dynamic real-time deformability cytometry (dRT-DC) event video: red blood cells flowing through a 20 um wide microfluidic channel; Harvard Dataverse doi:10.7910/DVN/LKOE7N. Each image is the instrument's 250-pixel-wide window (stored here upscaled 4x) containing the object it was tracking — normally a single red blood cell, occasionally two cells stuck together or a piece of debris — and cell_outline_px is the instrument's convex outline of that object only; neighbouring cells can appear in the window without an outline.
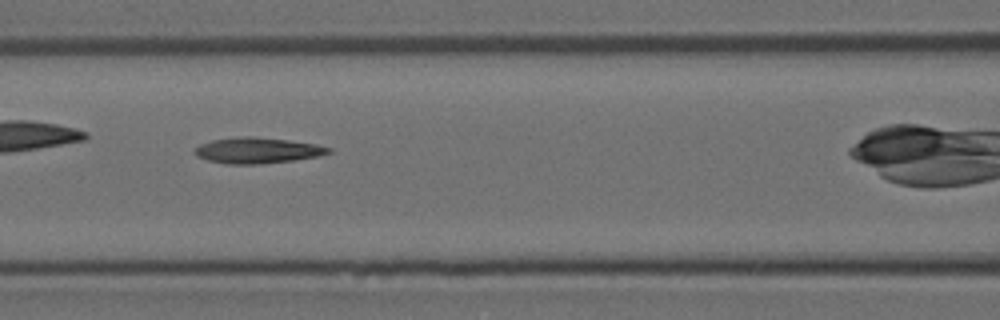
{"species": "Egyptian fruit bat (a non-hibernating species)", "species_latin": "Rousettus aegyptiacus", "temperature_condition": "room temperature", "stored_images_in_passage": 33, "camera_frame_rate_fps": 3000, "um_per_image_px": 0.085, "animal": {"sex": "female"}, "frame": {"image": 1, "passage_image": 15, "time_ms": 4.667, "image_size_px": [1000, 320], "cell_outline_px": [[332, 152], [320, 156], [292, 160], [256, 164], [228, 164], [208, 160], [196, 156], [192, 152], [200, 144], [212, 140], [240, 136], [256, 136], [288, 140], [316, 144], [332, 148]], "centroid_in_image_um": [21.88, 12.78], "position_along_channel_um": 144.7, "area_um2": 20.17}}